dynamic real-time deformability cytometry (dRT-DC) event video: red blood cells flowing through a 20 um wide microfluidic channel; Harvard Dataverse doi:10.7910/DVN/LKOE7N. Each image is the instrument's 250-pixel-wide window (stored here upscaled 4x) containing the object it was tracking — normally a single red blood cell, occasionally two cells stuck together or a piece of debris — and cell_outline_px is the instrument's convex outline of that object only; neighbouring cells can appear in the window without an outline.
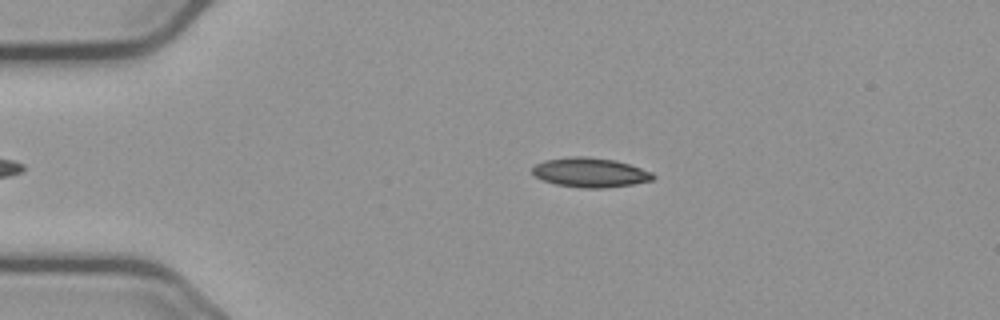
{"species": "common noctule bat (a hibernating species)", "species_latin": "Nyctalus noctula", "temperature_condition": "cold", "stored_images_in_passage": 44, "camera_frame_rate_fps": 3000, "um_per_image_px": 0.085, "animal": {"sex": "male", "body_mass_g": 23.1, "forearm_length_mm": 52.7}, "frame": {"image": 1, "passage_image": 7, "time_ms": 2.0, "image_size_px": [1000, 320], "cell_outline_px": [[656, 176], [652, 180], [632, 184], [604, 188], [580, 188], [556, 184], [544, 180], [536, 176], [532, 172], [532, 168], [536, 164], [544, 160], [568, 156], [588, 156], [616, 160], [652, 172]], "centroid_in_image_um": [50.16, 14.65], "position_along_channel_um": 34.8, "area_um2": 20.75}}
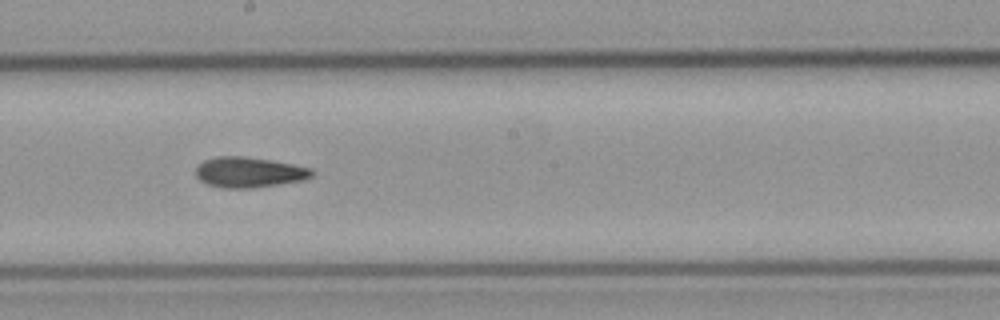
{"frame": {"image": 2, "passage_image": 26, "time_ms": 8.333, "image_size_px": [1000, 320], "cell_outline_px": [[316, 172], [312, 176], [304, 180], [252, 188], [220, 188], [208, 184], [200, 180], [196, 176], [196, 164], [204, 160], [216, 156], [244, 156], [292, 164], [312, 168]], "centroid_in_image_um": [21.15, 14.64], "position_along_channel_um": 227.0, "area_um2": 20.69}}
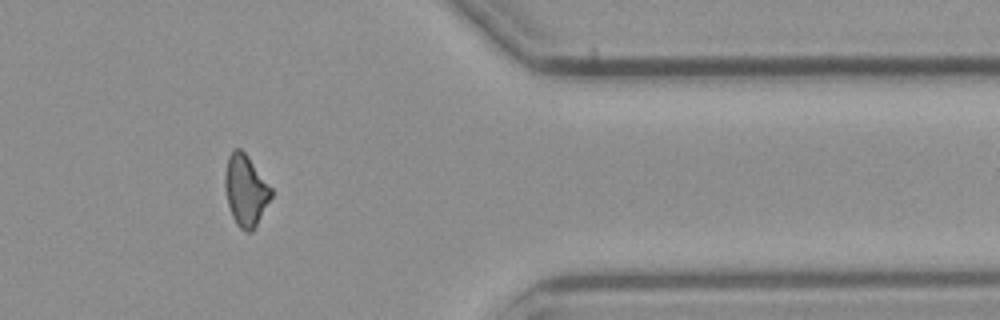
{"frame": {"image": 3, "passage_image": 41, "time_ms": 13.333, "image_size_px": [1000, 320], "cell_outline_px": [[272, 196], [252, 232], [244, 232], [236, 224], [232, 216], [228, 204], [224, 184], [224, 172], [228, 156], [236, 148], [240, 148], [248, 156], [272, 188]], "centroid_in_image_um": [20.87, 16.18], "position_along_channel_um": 390.5, "area_um2": 19.13}, "authors_computed_cell_mechanics": {"area_um2": 20.0277, "velocity_mm_per_s": 3.6896, "shape_relaxation_time_tau1_ms": 6.6968, "shape_relaxation_time_tau2_ms": 6.5103, "deformation_change_tau1": 0.1708, "deformation_change_tau2": 0.1589}}